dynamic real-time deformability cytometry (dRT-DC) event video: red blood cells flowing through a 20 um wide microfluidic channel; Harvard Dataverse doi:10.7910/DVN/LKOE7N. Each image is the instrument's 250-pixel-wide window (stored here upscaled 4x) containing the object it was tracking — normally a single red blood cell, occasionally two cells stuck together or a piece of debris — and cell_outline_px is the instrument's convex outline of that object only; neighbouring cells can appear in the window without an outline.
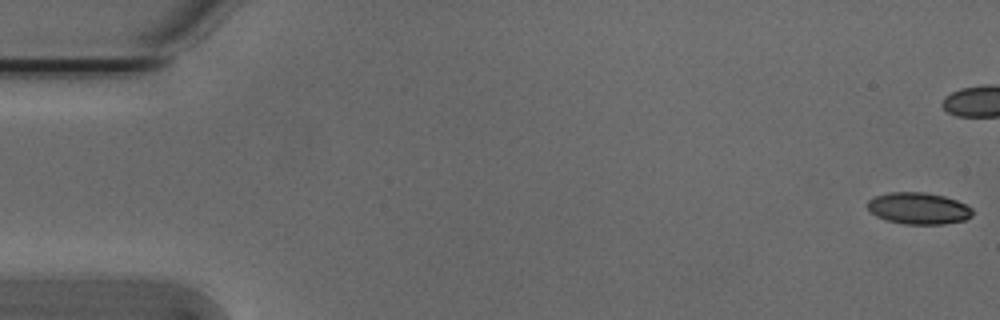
{"species": "Egyptian fruit bat (a non-hibernating species)", "species_latin": "Rousettus aegyptiacus", "temperature_condition": "cold", "stored_images_in_passage": 15, "camera_frame_rate_fps": 3000, "um_per_image_px": 0.085, "animal": {"sex": "male"}, "frame": {"image": 1, "passage_image": 1, "time_ms": 0.0, "image_size_px": [1000, 320], "cell_outline_px": [[972, 216], [964, 220], [944, 224], [904, 224], [888, 220], [876, 216], [868, 208], [868, 200], [876, 196], [888, 192], [924, 192], [944, 196], [956, 200], [972, 208]], "centroid_in_image_um": [78.08, 17.71], "position_along_channel_um": 6.9, "area_um2": 19.25}}